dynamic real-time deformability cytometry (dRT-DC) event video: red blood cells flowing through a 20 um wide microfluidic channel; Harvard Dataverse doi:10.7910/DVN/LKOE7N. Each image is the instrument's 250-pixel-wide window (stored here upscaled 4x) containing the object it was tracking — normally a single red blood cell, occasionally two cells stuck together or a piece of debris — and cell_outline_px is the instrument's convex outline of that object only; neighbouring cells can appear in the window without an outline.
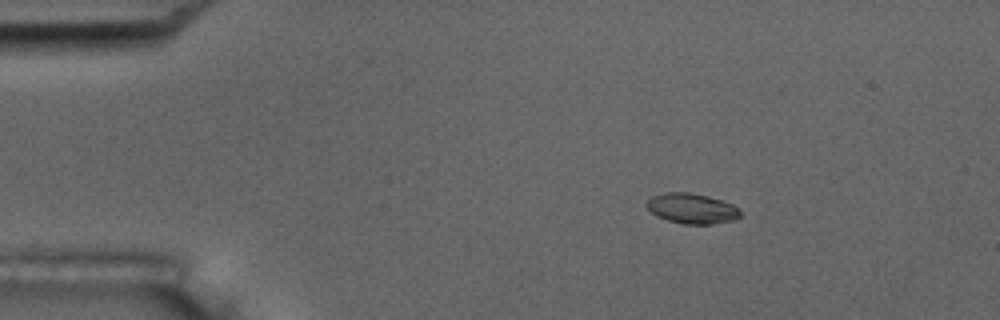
{"species": "common noctule bat (a hibernating species)", "species_latin": "Nyctalus noctula", "temperature_condition": "room temperature", "stored_images_in_passage": 5, "camera_frame_rate_fps": 3000, "um_per_image_px": 0.085, "animal": {"sex": "male", "body_mass_g": 17.5, "forearm_length_mm": 52.3}, "frame": {"image": 1, "passage_image": 3, "time_ms": 2.333, "image_size_px": [1000, 320], "cell_outline_px": [[740, 216], [732, 220], [712, 224], [684, 224], [668, 220], [656, 216], [644, 204], [652, 196], [664, 192], [688, 192], [708, 196], [732, 204], [740, 212]], "centroid_in_image_um": [58.76, 17.71], "position_along_channel_um": 26.2, "area_um2": 16.36}}